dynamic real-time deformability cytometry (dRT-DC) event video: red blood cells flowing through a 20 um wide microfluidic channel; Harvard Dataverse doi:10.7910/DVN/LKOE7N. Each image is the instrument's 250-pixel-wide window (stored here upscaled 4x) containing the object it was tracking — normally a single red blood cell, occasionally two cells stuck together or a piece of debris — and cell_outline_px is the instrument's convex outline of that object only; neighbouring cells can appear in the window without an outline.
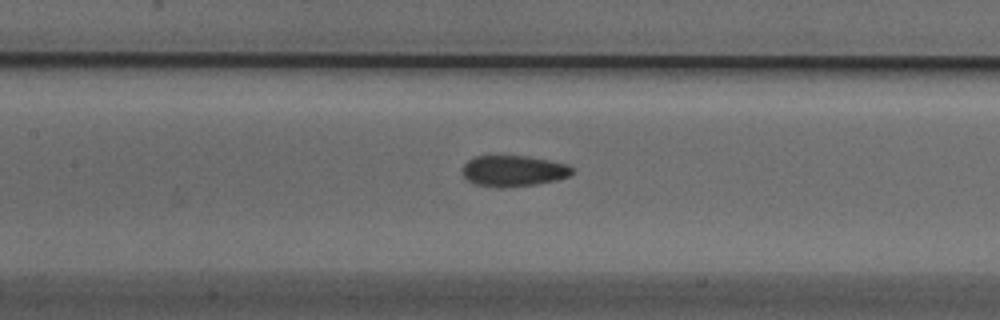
{"species": "Egyptian fruit bat (a non-hibernating species)", "species_latin": "Rousettus aegyptiacus", "temperature_condition": "cold", "stored_images_in_passage": 22, "camera_frame_rate_fps": 3000, "um_per_image_px": 0.085, "animal": {"sex": "male"}, "frame": {"image": 1, "passage_image": 10, "time_ms": 3.0, "image_size_px": [1000, 320], "cell_outline_px": [[572, 172], [568, 176], [556, 180], [536, 184], [500, 188], [476, 184], [468, 180], [460, 172], [460, 168], [468, 160], [476, 156], [528, 156], [568, 164], [572, 168]], "centroid_in_image_um": [43.6, 14.52], "position_along_channel_um": 163.8, "area_um2": 19.83}}
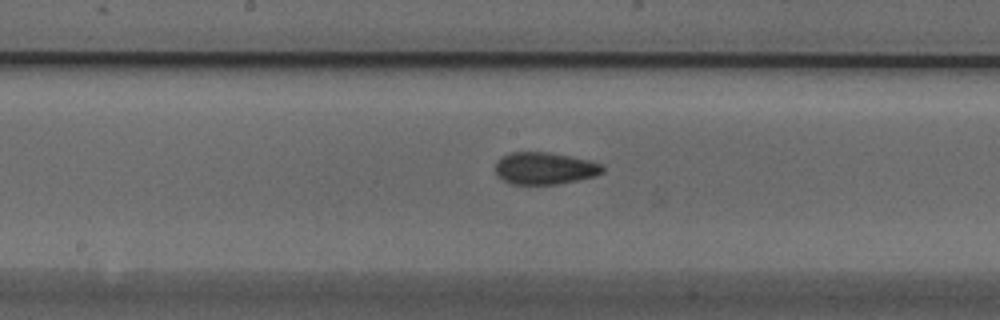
{"frame": {"image": 2, "passage_image": 13, "time_ms": 4.0, "image_size_px": [1000, 320], "cell_outline_px": [[604, 172], [596, 176], [556, 184], [512, 184], [496, 176], [496, 160], [512, 152], [548, 152], [588, 160], [600, 164], [604, 168]], "centroid_in_image_um": [46.28, 14.31], "position_along_channel_um": 201.9, "area_um2": 19.88}}